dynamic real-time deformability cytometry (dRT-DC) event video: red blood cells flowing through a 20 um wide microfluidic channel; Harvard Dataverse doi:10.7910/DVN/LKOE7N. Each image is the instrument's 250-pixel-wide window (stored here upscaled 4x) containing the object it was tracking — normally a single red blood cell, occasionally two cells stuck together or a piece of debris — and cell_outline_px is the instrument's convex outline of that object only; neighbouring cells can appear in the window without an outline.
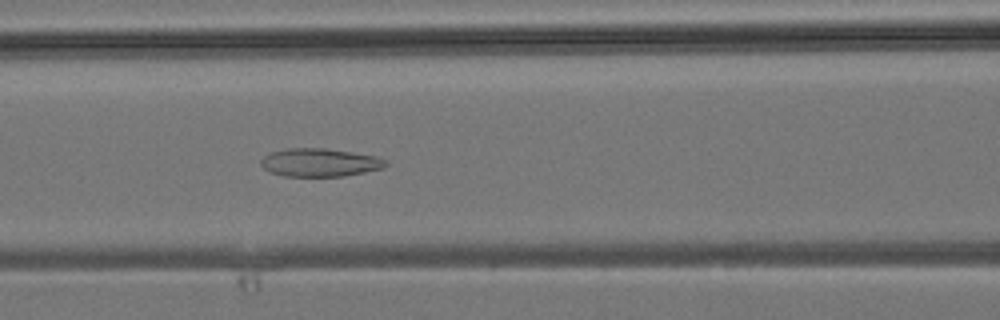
{"species": "common noctule bat (a hibernating species)", "species_latin": "Nyctalus noctula", "temperature_condition": "room temperature", "stored_images_in_passage": 45, "camera_frame_rate_fps": 3000, "um_per_image_px": 0.085, "animal": {"sex": "male", "body_mass_g": 19.2, "forearm_length_mm": 51.8}, "frame": {"image": 1, "passage_image": 19, "time_ms": 6.0, "image_size_px": [1000, 320], "cell_outline_px": [[388, 164], [384, 168], [344, 176], [284, 176], [272, 172], [264, 168], [260, 164], [260, 160], [268, 152], [288, 148], [324, 148], [352, 152], [376, 156], [388, 160]], "centroid_in_image_um": [27.19, 13.8], "position_along_channel_um": 139.4, "area_um2": 20.58}}
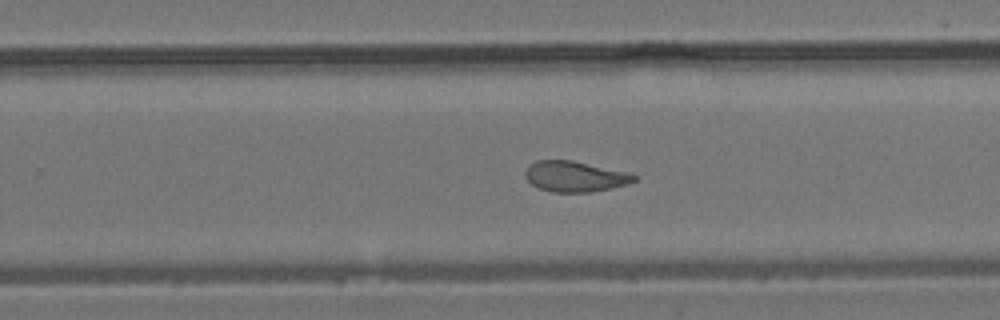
{"frame": {"image": 2, "passage_image": 28, "time_ms": 9.0, "image_size_px": [1000, 320], "cell_outline_px": [[636, 180], [628, 184], [612, 188], [588, 192], [552, 192], [536, 188], [524, 176], [524, 172], [528, 164], [536, 160], [572, 160], [632, 172], [636, 176]], "centroid_in_image_um": [48.87, 14.99], "position_along_channel_um": 280.9, "area_um2": 19.83}}
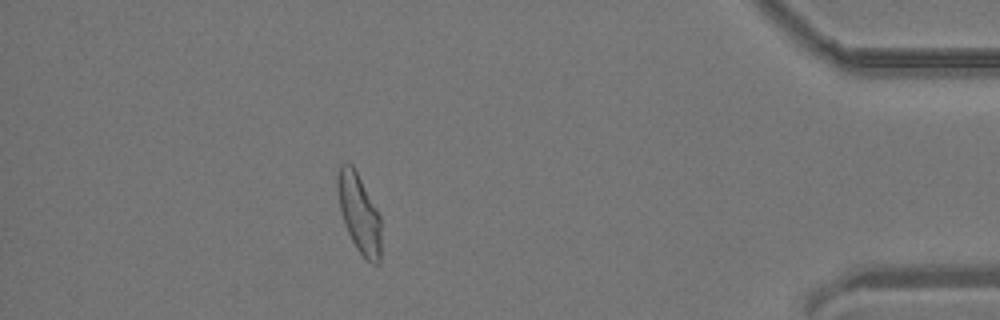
{"frame": {"image": 3, "passage_image": 39, "time_ms": 12.667, "image_size_px": [1000, 320], "cell_outline_px": [[380, 264], [372, 264], [356, 248], [348, 232], [340, 208], [336, 188], [336, 176], [340, 164], [344, 160], [348, 160], [352, 164], [376, 208], [380, 216]], "centroid_in_image_um": [30.5, 18.07], "position_along_channel_um": 404.7, "area_um2": 19.88}}